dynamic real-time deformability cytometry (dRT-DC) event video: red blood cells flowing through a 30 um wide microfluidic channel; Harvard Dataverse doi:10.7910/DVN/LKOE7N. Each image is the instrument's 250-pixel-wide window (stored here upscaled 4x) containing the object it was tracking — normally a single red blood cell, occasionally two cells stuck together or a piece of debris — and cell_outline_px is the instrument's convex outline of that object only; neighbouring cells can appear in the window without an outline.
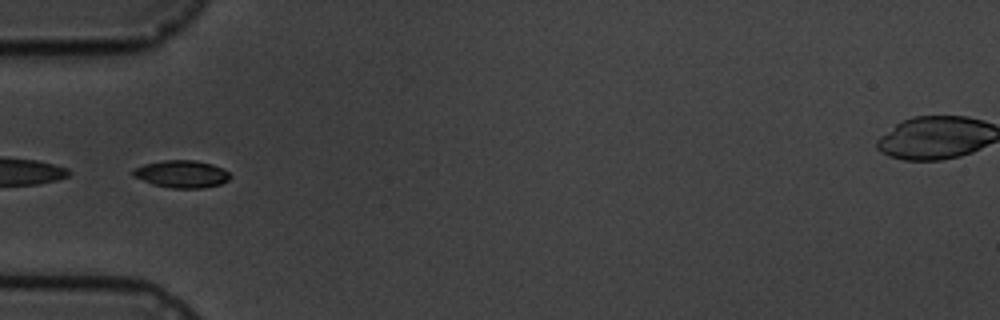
{"species": "common noctule bat (a hibernating species)", "species_latin": "Nyctalus noctula", "temperature_condition": "cold", "stored_images_in_passage": 9, "camera_frame_rate_fps": 3000, "um_per_image_px": 0.085, "animal": {"sex": "male", "body_mass_g": 19.5, "forearm_length_mm": 54.6}, "frame": {"image": 1, "passage_image": 6, "time_ms": 5.667, "image_size_px": [1000, 320], "cell_outline_px": [[232, 176], [228, 180], [220, 184], [200, 188], [172, 188], [152, 184], [132, 176], [132, 168], [144, 164], [164, 160], [196, 160], [212, 164], [228, 172]], "centroid_in_image_um": [15.4, 14.79], "position_along_channel_um": 69.6, "area_um2": 15.49}}
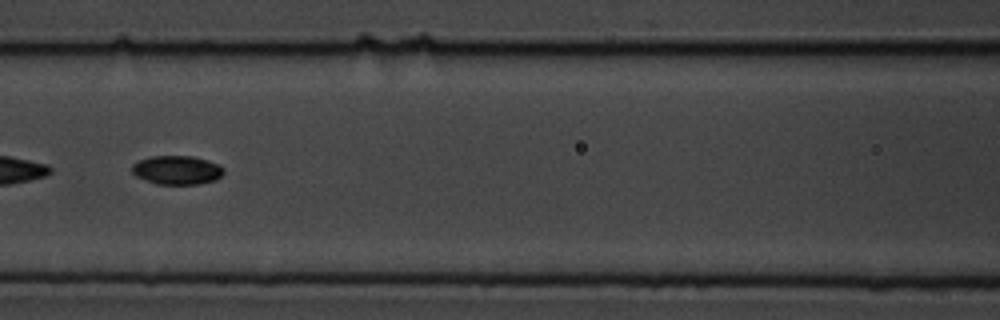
{"frame": {"image": 2, "passage_image": 8, "time_ms": 8.0, "image_size_px": [1000, 320], "cell_outline_px": [[224, 172], [216, 180], [196, 184], [156, 184], [136, 176], [132, 172], [132, 164], [140, 160], [152, 156], [192, 156], [208, 160], [220, 164], [224, 168]], "centroid_in_image_um": [15.06, 14.45], "position_along_channel_um": 151.5, "area_um2": 15.43}}